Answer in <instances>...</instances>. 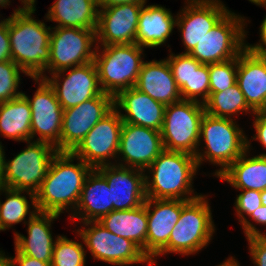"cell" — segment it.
I'll use <instances>...</instances> for the list:
<instances>
[{"mask_svg":"<svg viewBox=\"0 0 266 266\" xmlns=\"http://www.w3.org/2000/svg\"><path fill=\"white\" fill-rule=\"evenodd\" d=\"M78 162L75 164L74 161ZM93 168L71 152H57L46 177L35 193L39 212L72 214L79 202L84 182Z\"/></svg>","mask_w":266,"mask_h":266,"instance_id":"6da1fadb","label":"cell"},{"mask_svg":"<svg viewBox=\"0 0 266 266\" xmlns=\"http://www.w3.org/2000/svg\"><path fill=\"white\" fill-rule=\"evenodd\" d=\"M8 17L11 57L30 78L39 77L50 62L51 26L35 19V11L21 6Z\"/></svg>","mask_w":266,"mask_h":266,"instance_id":"7a4b0ae2","label":"cell"},{"mask_svg":"<svg viewBox=\"0 0 266 266\" xmlns=\"http://www.w3.org/2000/svg\"><path fill=\"white\" fill-rule=\"evenodd\" d=\"M198 170L194 155L164 149L144 171L146 197L184 201L197 198L201 193L194 192L193 180Z\"/></svg>","mask_w":266,"mask_h":266,"instance_id":"3957f363","label":"cell"},{"mask_svg":"<svg viewBox=\"0 0 266 266\" xmlns=\"http://www.w3.org/2000/svg\"><path fill=\"white\" fill-rule=\"evenodd\" d=\"M239 126L235 119L214 117L205 112L195 155L198 168L203 162L219 166L212 173L218 177L247 150V135Z\"/></svg>","mask_w":266,"mask_h":266,"instance_id":"277c9868","label":"cell"},{"mask_svg":"<svg viewBox=\"0 0 266 266\" xmlns=\"http://www.w3.org/2000/svg\"><path fill=\"white\" fill-rule=\"evenodd\" d=\"M144 55V48L136 43L96 46L94 63L101 90L115 97L136 86Z\"/></svg>","mask_w":266,"mask_h":266,"instance_id":"5b68a950","label":"cell"},{"mask_svg":"<svg viewBox=\"0 0 266 266\" xmlns=\"http://www.w3.org/2000/svg\"><path fill=\"white\" fill-rule=\"evenodd\" d=\"M207 197L208 195L201 194L189 201L182 200L179 220L169 236L168 254H199V251L210 244L216 226Z\"/></svg>","mask_w":266,"mask_h":266,"instance_id":"8992f818","label":"cell"},{"mask_svg":"<svg viewBox=\"0 0 266 266\" xmlns=\"http://www.w3.org/2000/svg\"><path fill=\"white\" fill-rule=\"evenodd\" d=\"M247 18L229 10L189 53L201 64L221 63L239 56L246 41ZM247 42V43H246Z\"/></svg>","mask_w":266,"mask_h":266,"instance_id":"52a82bcc","label":"cell"},{"mask_svg":"<svg viewBox=\"0 0 266 266\" xmlns=\"http://www.w3.org/2000/svg\"><path fill=\"white\" fill-rule=\"evenodd\" d=\"M12 159H4L2 186L36 193L58 152L47 142L29 140Z\"/></svg>","mask_w":266,"mask_h":266,"instance_id":"ba28073f","label":"cell"},{"mask_svg":"<svg viewBox=\"0 0 266 266\" xmlns=\"http://www.w3.org/2000/svg\"><path fill=\"white\" fill-rule=\"evenodd\" d=\"M204 104L191 100L174 102L165 107L161 130L163 148L196 155Z\"/></svg>","mask_w":266,"mask_h":266,"instance_id":"9c48e42d","label":"cell"},{"mask_svg":"<svg viewBox=\"0 0 266 266\" xmlns=\"http://www.w3.org/2000/svg\"><path fill=\"white\" fill-rule=\"evenodd\" d=\"M77 234L94 260L115 266L147 263L152 266L142 250L131 240L113 234L98 221L82 223Z\"/></svg>","mask_w":266,"mask_h":266,"instance_id":"30bf717a","label":"cell"},{"mask_svg":"<svg viewBox=\"0 0 266 266\" xmlns=\"http://www.w3.org/2000/svg\"><path fill=\"white\" fill-rule=\"evenodd\" d=\"M96 46V30L53 26L50 62L39 78L94 61Z\"/></svg>","mask_w":266,"mask_h":266,"instance_id":"8fae6325","label":"cell"},{"mask_svg":"<svg viewBox=\"0 0 266 266\" xmlns=\"http://www.w3.org/2000/svg\"><path fill=\"white\" fill-rule=\"evenodd\" d=\"M122 126L123 120L113 108L97 122L71 153L94 169L116 164ZM111 159L115 162L110 161Z\"/></svg>","mask_w":266,"mask_h":266,"instance_id":"7c38bea8","label":"cell"},{"mask_svg":"<svg viewBox=\"0 0 266 266\" xmlns=\"http://www.w3.org/2000/svg\"><path fill=\"white\" fill-rule=\"evenodd\" d=\"M32 79L38 85L32 99L22 92L31 108V140L50 143L60 152L63 108L53 88L45 79L39 77Z\"/></svg>","mask_w":266,"mask_h":266,"instance_id":"4fadbf2b","label":"cell"},{"mask_svg":"<svg viewBox=\"0 0 266 266\" xmlns=\"http://www.w3.org/2000/svg\"><path fill=\"white\" fill-rule=\"evenodd\" d=\"M113 108L114 97L102 92L95 98L63 110L60 152H71Z\"/></svg>","mask_w":266,"mask_h":266,"instance_id":"5bb4252c","label":"cell"},{"mask_svg":"<svg viewBox=\"0 0 266 266\" xmlns=\"http://www.w3.org/2000/svg\"><path fill=\"white\" fill-rule=\"evenodd\" d=\"M50 75L43 79L53 88L63 110L75 107L103 92L94 61Z\"/></svg>","mask_w":266,"mask_h":266,"instance_id":"9a60e30c","label":"cell"},{"mask_svg":"<svg viewBox=\"0 0 266 266\" xmlns=\"http://www.w3.org/2000/svg\"><path fill=\"white\" fill-rule=\"evenodd\" d=\"M177 13L176 26L189 54L211 28L229 11L221 0H185Z\"/></svg>","mask_w":266,"mask_h":266,"instance_id":"2e32d148","label":"cell"},{"mask_svg":"<svg viewBox=\"0 0 266 266\" xmlns=\"http://www.w3.org/2000/svg\"><path fill=\"white\" fill-rule=\"evenodd\" d=\"M163 150L161 131L123 122L116 164L145 171Z\"/></svg>","mask_w":266,"mask_h":266,"instance_id":"e0dca14e","label":"cell"},{"mask_svg":"<svg viewBox=\"0 0 266 266\" xmlns=\"http://www.w3.org/2000/svg\"><path fill=\"white\" fill-rule=\"evenodd\" d=\"M147 211L146 257L152 266L160 255L168 254V240L179 220L182 200L151 199L144 202Z\"/></svg>","mask_w":266,"mask_h":266,"instance_id":"ac0fdd59","label":"cell"},{"mask_svg":"<svg viewBox=\"0 0 266 266\" xmlns=\"http://www.w3.org/2000/svg\"><path fill=\"white\" fill-rule=\"evenodd\" d=\"M144 3L116 4L99 8L97 46L136 43L140 10Z\"/></svg>","mask_w":266,"mask_h":266,"instance_id":"d6986e66","label":"cell"},{"mask_svg":"<svg viewBox=\"0 0 266 266\" xmlns=\"http://www.w3.org/2000/svg\"><path fill=\"white\" fill-rule=\"evenodd\" d=\"M106 179L111 189L113 210L134 209L146 201L145 172L118 164L96 168Z\"/></svg>","mask_w":266,"mask_h":266,"instance_id":"ffe728a7","label":"cell"},{"mask_svg":"<svg viewBox=\"0 0 266 266\" xmlns=\"http://www.w3.org/2000/svg\"><path fill=\"white\" fill-rule=\"evenodd\" d=\"M237 84L254 112L266 107V55L250 45L238 56Z\"/></svg>","mask_w":266,"mask_h":266,"instance_id":"44dd1931","label":"cell"},{"mask_svg":"<svg viewBox=\"0 0 266 266\" xmlns=\"http://www.w3.org/2000/svg\"><path fill=\"white\" fill-rule=\"evenodd\" d=\"M165 105L152 99L135 86L120 91L114 97V108L124 123L139 125L161 131ZM122 112H125L122 113Z\"/></svg>","mask_w":266,"mask_h":266,"instance_id":"7402d4cb","label":"cell"},{"mask_svg":"<svg viewBox=\"0 0 266 266\" xmlns=\"http://www.w3.org/2000/svg\"><path fill=\"white\" fill-rule=\"evenodd\" d=\"M59 216L56 213L37 212L25 224L28 226L27 237L19 232L14 233V247L26 256L51 263L57 239L53 238L51 226Z\"/></svg>","mask_w":266,"mask_h":266,"instance_id":"603a6c76","label":"cell"},{"mask_svg":"<svg viewBox=\"0 0 266 266\" xmlns=\"http://www.w3.org/2000/svg\"><path fill=\"white\" fill-rule=\"evenodd\" d=\"M111 211H113L111 189L105 177L93 168L84 182L78 205L69 217L72 222L81 224L99 221Z\"/></svg>","mask_w":266,"mask_h":266,"instance_id":"cb8c5ba5","label":"cell"},{"mask_svg":"<svg viewBox=\"0 0 266 266\" xmlns=\"http://www.w3.org/2000/svg\"><path fill=\"white\" fill-rule=\"evenodd\" d=\"M135 87L165 106L182 99L166 58L144 61Z\"/></svg>","mask_w":266,"mask_h":266,"instance_id":"d4e9b609","label":"cell"},{"mask_svg":"<svg viewBox=\"0 0 266 266\" xmlns=\"http://www.w3.org/2000/svg\"><path fill=\"white\" fill-rule=\"evenodd\" d=\"M177 14L164 6L151 4L140 10L136 31V44L142 48H157L165 45L176 27Z\"/></svg>","mask_w":266,"mask_h":266,"instance_id":"484cf974","label":"cell"},{"mask_svg":"<svg viewBox=\"0 0 266 266\" xmlns=\"http://www.w3.org/2000/svg\"><path fill=\"white\" fill-rule=\"evenodd\" d=\"M251 142L247 137V150L218 178L239 190H266V156L252 155Z\"/></svg>","mask_w":266,"mask_h":266,"instance_id":"4316f807","label":"cell"},{"mask_svg":"<svg viewBox=\"0 0 266 266\" xmlns=\"http://www.w3.org/2000/svg\"><path fill=\"white\" fill-rule=\"evenodd\" d=\"M99 7L96 0H56L44 16L58 27L97 30Z\"/></svg>","mask_w":266,"mask_h":266,"instance_id":"83f0119b","label":"cell"},{"mask_svg":"<svg viewBox=\"0 0 266 266\" xmlns=\"http://www.w3.org/2000/svg\"><path fill=\"white\" fill-rule=\"evenodd\" d=\"M98 222L113 234L131 240L146 256L148 218L144 204L134 209L113 210Z\"/></svg>","mask_w":266,"mask_h":266,"instance_id":"f1b7e54d","label":"cell"},{"mask_svg":"<svg viewBox=\"0 0 266 266\" xmlns=\"http://www.w3.org/2000/svg\"><path fill=\"white\" fill-rule=\"evenodd\" d=\"M31 108L21 95L0 103V136L18 142L31 140Z\"/></svg>","mask_w":266,"mask_h":266,"instance_id":"f546056e","label":"cell"},{"mask_svg":"<svg viewBox=\"0 0 266 266\" xmlns=\"http://www.w3.org/2000/svg\"><path fill=\"white\" fill-rule=\"evenodd\" d=\"M25 193L29 195L30 202ZM1 195H5L6 198L4 202L0 199L1 231L9 230L13 225L21 222L25 225L29 219L39 212L36 205L35 194L32 192L1 186L0 196ZM31 208L32 210H30Z\"/></svg>","mask_w":266,"mask_h":266,"instance_id":"4dcf8cb0","label":"cell"},{"mask_svg":"<svg viewBox=\"0 0 266 266\" xmlns=\"http://www.w3.org/2000/svg\"><path fill=\"white\" fill-rule=\"evenodd\" d=\"M204 106L205 112L214 117L235 119V115H240V113L242 115L255 113L248 106L237 83L223 92L212 93Z\"/></svg>","mask_w":266,"mask_h":266,"instance_id":"1f68e13d","label":"cell"},{"mask_svg":"<svg viewBox=\"0 0 266 266\" xmlns=\"http://www.w3.org/2000/svg\"><path fill=\"white\" fill-rule=\"evenodd\" d=\"M51 266H85L86 250L83 243L56 235Z\"/></svg>","mask_w":266,"mask_h":266,"instance_id":"d6a6232c","label":"cell"},{"mask_svg":"<svg viewBox=\"0 0 266 266\" xmlns=\"http://www.w3.org/2000/svg\"><path fill=\"white\" fill-rule=\"evenodd\" d=\"M238 57L231 60L208 64L210 95L223 92L237 83Z\"/></svg>","mask_w":266,"mask_h":266,"instance_id":"836d02e7","label":"cell"},{"mask_svg":"<svg viewBox=\"0 0 266 266\" xmlns=\"http://www.w3.org/2000/svg\"><path fill=\"white\" fill-rule=\"evenodd\" d=\"M20 73L28 76L12 60L0 62V103L12 100L22 95Z\"/></svg>","mask_w":266,"mask_h":266,"instance_id":"e575fe53","label":"cell"},{"mask_svg":"<svg viewBox=\"0 0 266 266\" xmlns=\"http://www.w3.org/2000/svg\"><path fill=\"white\" fill-rule=\"evenodd\" d=\"M170 54L166 58L173 77L180 89V94L183 100H190V76L192 66V56L189 54H175L169 50Z\"/></svg>","mask_w":266,"mask_h":266,"instance_id":"d590c367","label":"cell"},{"mask_svg":"<svg viewBox=\"0 0 266 266\" xmlns=\"http://www.w3.org/2000/svg\"><path fill=\"white\" fill-rule=\"evenodd\" d=\"M210 96L208 64H201L192 57L190 76V100L204 104Z\"/></svg>","mask_w":266,"mask_h":266,"instance_id":"8d00e7d4","label":"cell"},{"mask_svg":"<svg viewBox=\"0 0 266 266\" xmlns=\"http://www.w3.org/2000/svg\"><path fill=\"white\" fill-rule=\"evenodd\" d=\"M234 206L238 221L242 224L257 208L261 207V192L255 190H240Z\"/></svg>","mask_w":266,"mask_h":266,"instance_id":"74e56055","label":"cell"},{"mask_svg":"<svg viewBox=\"0 0 266 266\" xmlns=\"http://www.w3.org/2000/svg\"><path fill=\"white\" fill-rule=\"evenodd\" d=\"M249 218L258 225L266 226V206L257 208L242 224L241 228L244 232L245 238L252 236H266V232H262L256 227L254 222L251 223Z\"/></svg>","mask_w":266,"mask_h":266,"instance_id":"f35d334b","label":"cell"},{"mask_svg":"<svg viewBox=\"0 0 266 266\" xmlns=\"http://www.w3.org/2000/svg\"><path fill=\"white\" fill-rule=\"evenodd\" d=\"M246 239L254 266H266V236H252Z\"/></svg>","mask_w":266,"mask_h":266,"instance_id":"ab89813d","label":"cell"},{"mask_svg":"<svg viewBox=\"0 0 266 266\" xmlns=\"http://www.w3.org/2000/svg\"><path fill=\"white\" fill-rule=\"evenodd\" d=\"M253 116L255 135L249 139L258 141L266 149V115L262 111H257ZM259 155L266 156V153H260Z\"/></svg>","mask_w":266,"mask_h":266,"instance_id":"60d3db41","label":"cell"},{"mask_svg":"<svg viewBox=\"0 0 266 266\" xmlns=\"http://www.w3.org/2000/svg\"><path fill=\"white\" fill-rule=\"evenodd\" d=\"M10 60H12V57L8 33V18H4V21L0 23V62Z\"/></svg>","mask_w":266,"mask_h":266,"instance_id":"b9f144b4","label":"cell"},{"mask_svg":"<svg viewBox=\"0 0 266 266\" xmlns=\"http://www.w3.org/2000/svg\"><path fill=\"white\" fill-rule=\"evenodd\" d=\"M13 266H51V263L37 260L33 257L20 253L15 248V256H9Z\"/></svg>","mask_w":266,"mask_h":266,"instance_id":"7bdbcfd3","label":"cell"},{"mask_svg":"<svg viewBox=\"0 0 266 266\" xmlns=\"http://www.w3.org/2000/svg\"><path fill=\"white\" fill-rule=\"evenodd\" d=\"M266 8V7H265ZM259 42L255 43V44H250L249 45L251 47H253L256 50H259L261 53H263L264 55H266V15L265 18L263 19L260 27H259Z\"/></svg>","mask_w":266,"mask_h":266,"instance_id":"ee69618b","label":"cell"},{"mask_svg":"<svg viewBox=\"0 0 266 266\" xmlns=\"http://www.w3.org/2000/svg\"><path fill=\"white\" fill-rule=\"evenodd\" d=\"M99 8L109 7L116 4H126V3H147V0H96Z\"/></svg>","mask_w":266,"mask_h":266,"instance_id":"f6af8a7d","label":"cell"},{"mask_svg":"<svg viewBox=\"0 0 266 266\" xmlns=\"http://www.w3.org/2000/svg\"><path fill=\"white\" fill-rule=\"evenodd\" d=\"M21 1L22 11H36V0H19Z\"/></svg>","mask_w":266,"mask_h":266,"instance_id":"bcb514c9","label":"cell"},{"mask_svg":"<svg viewBox=\"0 0 266 266\" xmlns=\"http://www.w3.org/2000/svg\"><path fill=\"white\" fill-rule=\"evenodd\" d=\"M3 148L4 146L2 145V142H0V187L2 186L3 166H4V159L6 158L5 150Z\"/></svg>","mask_w":266,"mask_h":266,"instance_id":"7dc6e473","label":"cell"},{"mask_svg":"<svg viewBox=\"0 0 266 266\" xmlns=\"http://www.w3.org/2000/svg\"><path fill=\"white\" fill-rule=\"evenodd\" d=\"M216 266H240V263L235 256H229L225 261Z\"/></svg>","mask_w":266,"mask_h":266,"instance_id":"c3c4849f","label":"cell"},{"mask_svg":"<svg viewBox=\"0 0 266 266\" xmlns=\"http://www.w3.org/2000/svg\"><path fill=\"white\" fill-rule=\"evenodd\" d=\"M5 255V252L0 250V266H13L9 257Z\"/></svg>","mask_w":266,"mask_h":266,"instance_id":"681fc988","label":"cell"},{"mask_svg":"<svg viewBox=\"0 0 266 266\" xmlns=\"http://www.w3.org/2000/svg\"><path fill=\"white\" fill-rule=\"evenodd\" d=\"M248 1H250L253 4H255L256 6L266 7V0H248Z\"/></svg>","mask_w":266,"mask_h":266,"instance_id":"f907efd6","label":"cell"},{"mask_svg":"<svg viewBox=\"0 0 266 266\" xmlns=\"http://www.w3.org/2000/svg\"><path fill=\"white\" fill-rule=\"evenodd\" d=\"M11 0H0V8L3 9V7L6 9L7 6L11 5Z\"/></svg>","mask_w":266,"mask_h":266,"instance_id":"816d5d0a","label":"cell"},{"mask_svg":"<svg viewBox=\"0 0 266 266\" xmlns=\"http://www.w3.org/2000/svg\"><path fill=\"white\" fill-rule=\"evenodd\" d=\"M261 205L266 206V190L261 192Z\"/></svg>","mask_w":266,"mask_h":266,"instance_id":"f5cc1de1","label":"cell"},{"mask_svg":"<svg viewBox=\"0 0 266 266\" xmlns=\"http://www.w3.org/2000/svg\"><path fill=\"white\" fill-rule=\"evenodd\" d=\"M262 112L266 115V107L262 110Z\"/></svg>","mask_w":266,"mask_h":266,"instance_id":"db71d44e","label":"cell"}]
</instances>
